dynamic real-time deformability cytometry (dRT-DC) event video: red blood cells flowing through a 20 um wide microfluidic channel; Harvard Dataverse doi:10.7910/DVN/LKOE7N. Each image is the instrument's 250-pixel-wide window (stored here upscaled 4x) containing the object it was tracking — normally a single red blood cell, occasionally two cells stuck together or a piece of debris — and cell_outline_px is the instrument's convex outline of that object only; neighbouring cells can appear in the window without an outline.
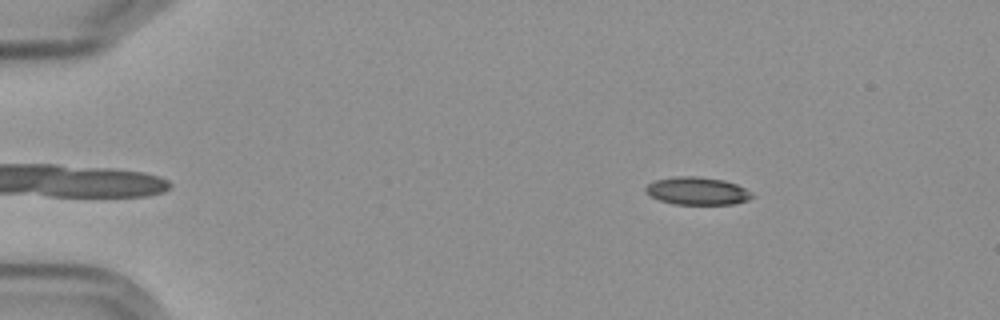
{"species": "Egyptian fruit bat (a non-hibernating species)", "species_latin": "Rousettus aegyptiacus", "temperature_condition": "cold", "stored_images_in_passage": 52, "camera_frame_rate_fps": 3000, "um_per_image_px": 0.085, "frame": {"image": 1, "passage_image": 4, "time_ms": 1.0, "image_size_px": [1000, 320], "cell_outline_px": [[756, 196], [748, 200], [732, 204], [672, 204], [660, 200], [644, 192], [644, 188], [648, 184], [656, 180], [676, 176], [700, 176], [724, 180], [736, 184], [752, 192]], "centroid_in_image_um": [59.28, 16.23], "position_along_channel_um": 25.7, "area_um2": 17.28}}
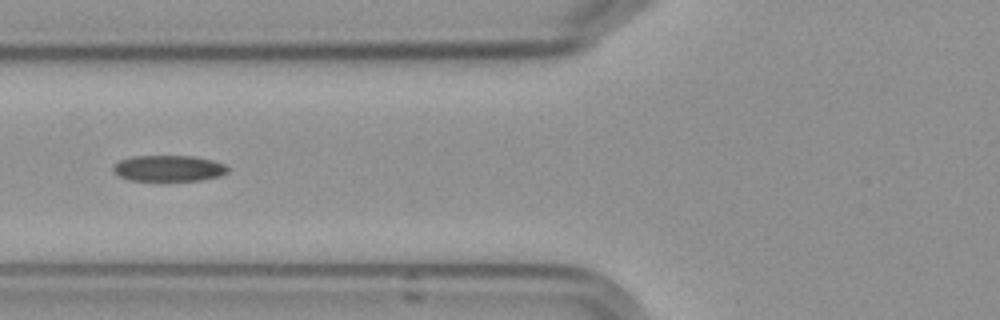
{"frame": {"image": 2, "passage_image": 18, "time_ms": 5.667, "image_size_px": [1000, 320], "cell_outline_px": [[228, 172], [220, 176], [200, 180], [128, 180], [112, 172], [112, 164], [120, 160], [132, 156], [196, 156], [212, 160], [224, 164], [228, 168]], "centroid_in_image_um": [14.3, 14.3], "position_along_channel_um": 111.5, "area_um2": 17.46}}
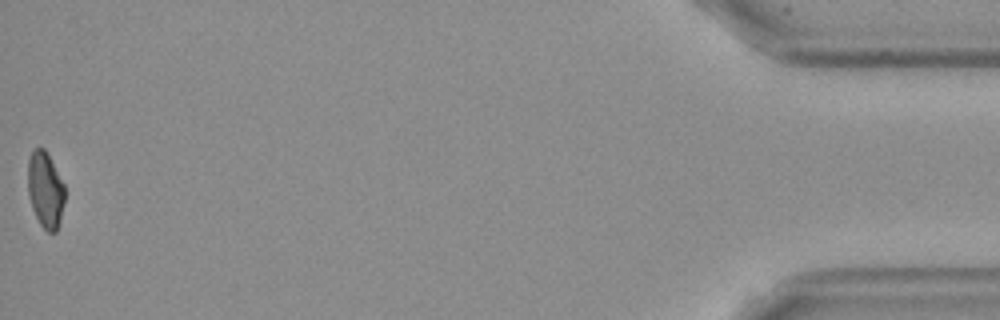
{"frame": {"image": 3, "passage_image": 52, "time_ms": 17.0, "image_size_px": [1000, 320], "cell_outline_px": [[64, 200], [60, 220], [56, 232], [48, 232], [40, 224], [32, 208], [28, 192], [28, 160], [32, 152], [36, 148], [44, 148], [64, 184]], "centroid_in_image_um": [3.85, 16.15], "position_along_channel_um": 431.4, "area_um2": 16.07}, "authors_computed_cell_mechanics": {"area_um2": 17.6579, "velocity_mm_per_s": 3.6039, "shape_relaxation_time_tau1_ms": 7.1159, "shape_relaxation_time_tau2_ms": null, "deformation_change_tau1": 0.1697, "deformation_change_tau2": null}}